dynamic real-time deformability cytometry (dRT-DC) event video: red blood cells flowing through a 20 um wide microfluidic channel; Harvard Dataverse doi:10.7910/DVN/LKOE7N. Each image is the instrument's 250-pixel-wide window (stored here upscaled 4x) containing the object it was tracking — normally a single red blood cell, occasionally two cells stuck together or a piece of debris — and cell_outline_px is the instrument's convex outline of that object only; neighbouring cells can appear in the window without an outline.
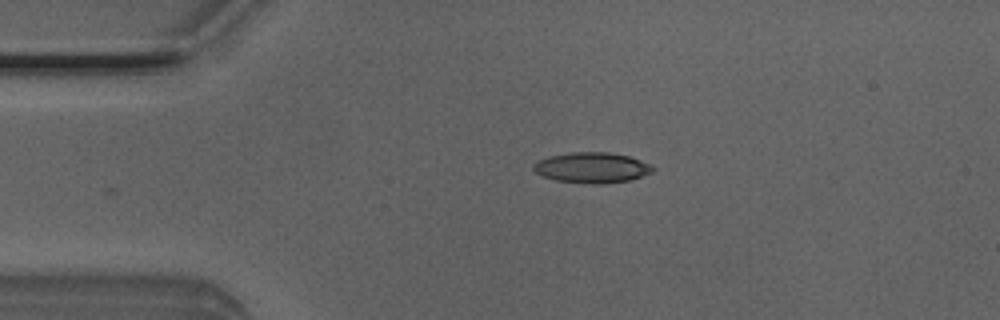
{"species": "Egyptian fruit bat (a non-hibernating species)", "species_latin": "Rousettus aegyptiacus", "temperature_condition": "room temperature", "stored_images_in_passage": 33, "camera_frame_rate_fps": 3000, "um_per_image_px": 0.085, "animal": {"sex": "male"}, "frame": {"image": 1, "passage_image": 1, "time_ms": 0.0, "image_size_px": [1000, 320], "cell_outline_px": [[656, 168], [652, 172], [628, 180], [604, 184], [592, 184], [556, 180], [544, 176], [536, 172], [532, 168], [532, 164], [548, 156], [572, 152], [612, 152], [628, 156], [640, 160]], "centroid_in_image_um": [50.3, 14.24], "position_along_channel_um": 34.7, "area_um2": 21.1}}
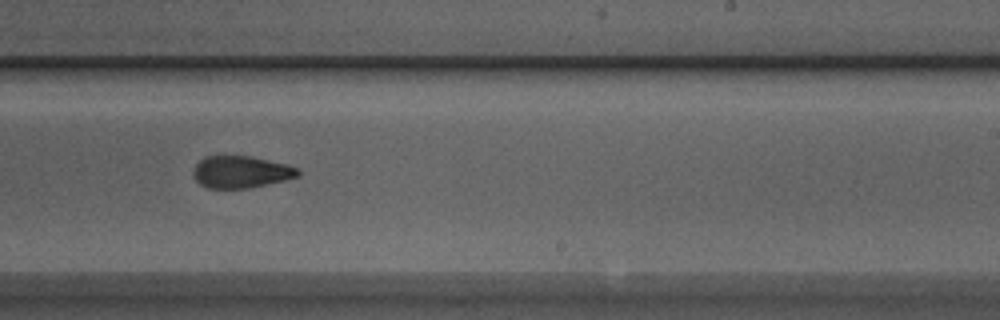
{"frame": {"image": 2, "passage_image": 21, "time_ms": 6.667, "image_size_px": [1000, 320], "cell_outline_px": [[300, 176], [284, 180], [248, 188], [208, 188], [200, 184], [192, 176], [192, 172], [196, 164], [204, 156], [252, 156], [288, 164], [300, 168]], "centroid_in_image_um": [20.49, 14.6], "position_along_channel_um": 268.5, "area_um2": 19.71}}
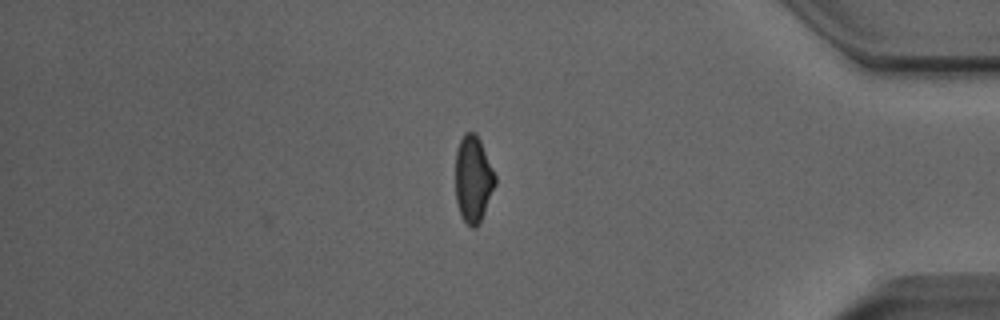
{"frame": {"image": 3, "passage_image": 33, "time_ms": 10.667, "image_size_px": [1000, 320], "cell_outline_px": [[496, 184], [484, 212], [476, 228], [472, 228], [464, 220], [460, 212], [456, 200], [456, 152], [460, 140], [464, 132], [476, 132], [480, 140], [496, 176]], "centroid_in_image_um": [40.22, 15.19], "position_along_channel_um": 395.0, "area_um2": 19.83}, "authors_computed_cell_mechanics": {"area_um2": 20.5768, "velocity_mm_per_s": 4.0318, "shape_relaxation_time_tau1_ms": 8.1232, "shape_relaxation_time_tau2_ms": 2.0014, "deformation_change_tau1": 0.1873, "deformation_change_tau2": 0.0948}}